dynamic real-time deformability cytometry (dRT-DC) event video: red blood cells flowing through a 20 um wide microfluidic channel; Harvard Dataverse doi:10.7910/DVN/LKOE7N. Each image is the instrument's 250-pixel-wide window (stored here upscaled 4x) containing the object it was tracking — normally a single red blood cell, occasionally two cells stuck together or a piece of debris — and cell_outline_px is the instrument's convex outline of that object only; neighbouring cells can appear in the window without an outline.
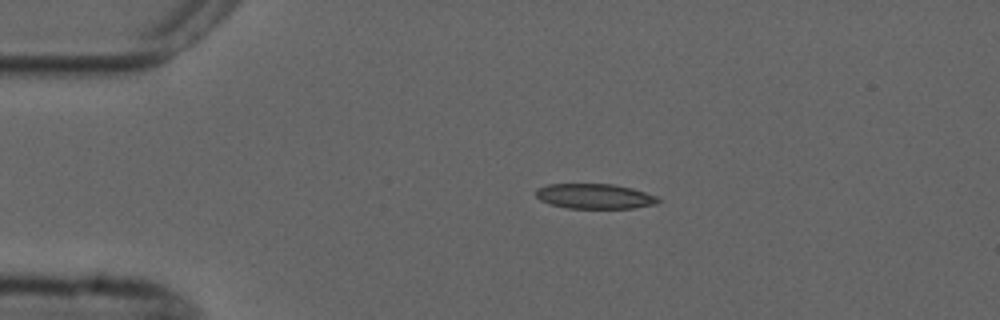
{"species": "common noctule bat (a hibernating species)", "species_latin": "Nyctalus noctula", "temperature_condition": "cold", "stored_images_in_passage": 7, "camera_frame_rate_fps": 3000, "um_per_image_px": 0.085, "animal": {"sex": "male", "forearm_length_mm": 52.5}, "frame": {"image": 1, "passage_image": 1, "time_ms": 0.0, "image_size_px": [1000, 320], "cell_outline_px": [[660, 200], [656, 204], [632, 208], [568, 208], [548, 204], [540, 200], [536, 196], [536, 188], [548, 184], [612, 184], [632, 188], [656, 196]], "centroid_in_image_um": [50.51, 16.68], "position_along_channel_um": 34.5, "area_um2": 17.8}}
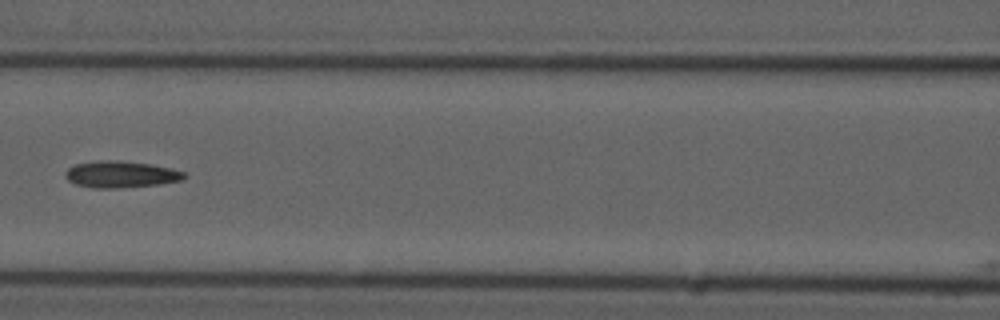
{"frame": {"image": 2, "passage_image": 4, "time_ms": 4.333, "image_size_px": [1000, 320], "cell_outline_px": [[188, 176], [180, 180], [156, 184], [112, 188], [92, 188], [76, 184], [68, 180], [64, 176], [68, 168], [76, 164], [100, 160], [116, 160], [152, 164], [172, 168], [184, 172]], "centroid_in_image_um": [10.26, 14.81], "position_along_channel_um": 156.3, "area_um2": 18.26}}
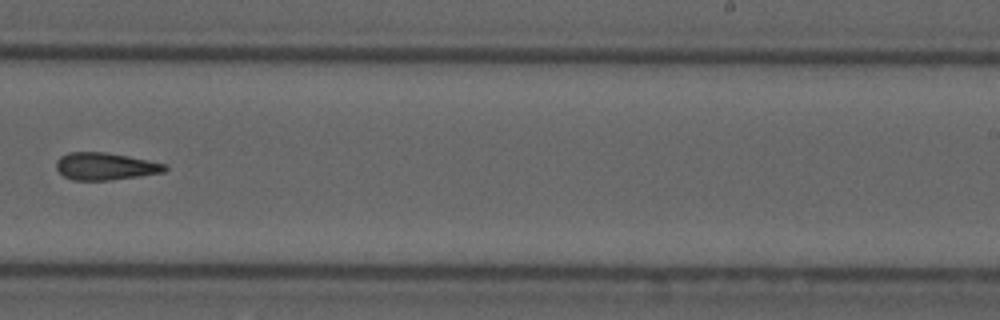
{"frame": {"image": 3, "passage_image": 7, "time_ms": 7.667, "image_size_px": [1000, 320], "cell_outline_px": [[168, 168], [164, 172], [140, 176], [112, 180], [72, 180], [64, 176], [56, 168], [56, 160], [60, 156], [68, 152], [104, 152], [128, 156], [168, 164]], "centroid_in_image_um": [8.96, 14.14], "position_along_channel_um": 280.0, "area_um2": 17.4}}